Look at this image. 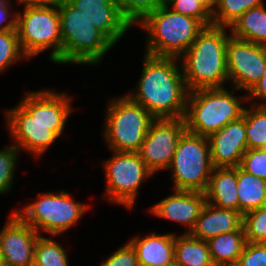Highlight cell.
Wrapping results in <instances>:
<instances>
[{"mask_svg":"<svg viewBox=\"0 0 266 266\" xmlns=\"http://www.w3.org/2000/svg\"><path fill=\"white\" fill-rule=\"evenodd\" d=\"M242 227L247 242L266 243V204L243 214Z\"/></svg>","mask_w":266,"mask_h":266,"instance_id":"83f0119b","label":"cell"},{"mask_svg":"<svg viewBox=\"0 0 266 266\" xmlns=\"http://www.w3.org/2000/svg\"><path fill=\"white\" fill-rule=\"evenodd\" d=\"M28 266H42L38 264L36 261H32Z\"/></svg>","mask_w":266,"mask_h":266,"instance_id":"ab89813d","label":"cell"},{"mask_svg":"<svg viewBox=\"0 0 266 266\" xmlns=\"http://www.w3.org/2000/svg\"><path fill=\"white\" fill-rule=\"evenodd\" d=\"M176 57L145 54L137 91L127 96L155 118H184L189 92Z\"/></svg>","mask_w":266,"mask_h":266,"instance_id":"7a4b0ae2","label":"cell"},{"mask_svg":"<svg viewBox=\"0 0 266 266\" xmlns=\"http://www.w3.org/2000/svg\"><path fill=\"white\" fill-rule=\"evenodd\" d=\"M135 249L139 266H171L174 264L175 234L152 232L144 238L128 241Z\"/></svg>","mask_w":266,"mask_h":266,"instance_id":"d6986e66","label":"cell"},{"mask_svg":"<svg viewBox=\"0 0 266 266\" xmlns=\"http://www.w3.org/2000/svg\"><path fill=\"white\" fill-rule=\"evenodd\" d=\"M205 204L204 192L174 189L171 196L150 207V211L160 218L184 224L188 227L186 233H190Z\"/></svg>","mask_w":266,"mask_h":266,"instance_id":"e0dca14e","label":"cell"},{"mask_svg":"<svg viewBox=\"0 0 266 266\" xmlns=\"http://www.w3.org/2000/svg\"><path fill=\"white\" fill-rule=\"evenodd\" d=\"M0 266H4L1 249H0Z\"/></svg>","mask_w":266,"mask_h":266,"instance_id":"60d3db41","label":"cell"},{"mask_svg":"<svg viewBox=\"0 0 266 266\" xmlns=\"http://www.w3.org/2000/svg\"><path fill=\"white\" fill-rule=\"evenodd\" d=\"M103 163L106 176L105 199L133 208L138 189L143 182L153 176L138 153L115 152Z\"/></svg>","mask_w":266,"mask_h":266,"instance_id":"8fae6325","label":"cell"},{"mask_svg":"<svg viewBox=\"0 0 266 266\" xmlns=\"http://www.w3.org/2000/svg\"><path fill=\"white\" fill-rule=\"evenodd\" d=\"M243 227L238 231L222 233L207 241L215 266L236 265L246 245Z\"/></svg>","mask_w":266,"mask_h":266,"instance_id":"44dd1931","label":"cell"},{"mask_svg":"<svg viewBox=\"0 0 266 266\" xmlns=\"http://www.w3.org/2000/svg\"><path fill=\"white\" fill-rule=\"evenodd\" d=\"M249 95L245 96V100H250L251 98H260L264 102H261V104H256V102L252 103V106H266V69L263 72L262 77L260 80L251 88V90L248 92ZM265 99V100H264Z\"/></svg>","mask_w":266,"mask_h":266,"instance_id":"8d00e7d4","label":"cell"},{"mask_svg":"<svg viewBox=\"0 0 266 266\" xmlns=\"http://www.w3.org/2000/svg\"><path fill=\"white\" fill-rule=\"evenodd\" d=\"M101 266H139L137 254L128 242L113 253Z\"/></svg>","mask_w":266,"mask_h":266,"instance_id":"e575fe53","label":"cell"},{"mask_svg":"<svg viewBox=\"0 0 266 266\" xmlns=\"http://www.w3.org/2000/svg\"><path fill=\"white\" fill-rule=\"evenodd\" d=\"M235 266H266V243L247 242Z\"/></svg>","mask_w":266,"mask_h":266,"instance_id":"836d02e7","label":"cell"},{"mask_svg":"<svg viewBox=\"0 0 266 266\" xmlns=\"http://www.w3.org/2000/svg\"><path fill=\"white\" fill-rule=\"evenodd\" d=\"M208 141L214 168L240 166L242 157L247 151L245 110L243 116L210 135Z\"/></svg>","mask_w":266,"mask_h":266,"instance_id":"9a60e30c","label":"cell"},{"mask_svg":"<svg viewBox=\"0 0 266 266\" xmlns=\"http://www.w3.org/2000/svg\"><path fill=\"white\" fill-rule=\"evenodd\" d=\"M240 167L244 171L266 180V148L248 149L242 157Z\"/></svg>","mask_w":266,"mask_h":266,"instance_id":"d6a6232c","label":"cell"},{"mask_svg":"<svg viewBox=\"0 0 266 266\" xmlns=\"http://www.w3.org/2000/svg\"><path fill=\"white\" fill-rule=\"evenodd\" d=\"M169 168H172L175 190L205 192L214 169L208 138L185 131Z\"/></svg>","mask_w":266,"mask_h":266,"instance_id":"9c48e42d","label":"cell"},{"mask_svg":"<svg viewBox=\"0 0 266 266\" xmlns=\"http://www.w3.org/2000/svg\"><path fill=\"white\" fill-rule=\"evenodd\" d=\"M20 58L28 59L20 47L17 30L0 31V73Z\"/></svg>","mask_w":266,"mask_h":266,"instance_id":"f546056e","label":"cell"},{"mask_svg":"<svg viewBox=\"0 0 266 266\" xmlns=\"http://www.w3.org/2000/svg\"><path fill=\"white\" fill-rule=\"evenodd\" d=\"M185 131L184 118H156L151 124L137 153L153 174L168 169Z\"/></svg>","mask_w":266,"mask_h":266,"instance_id":"7c38bea8","label":"cell"},{"mask_svg":"<svg viewBox=\"0 0 266 266\" xmlns=\"http://www.w3.org/2000/svg\"><path fill=\"white\" fill-rule=\"evenodd\" d=\"M8 3L9 1L7 0H0V31L17 30V13L15 11L11 20L9 19V22L3 24L8 20L9 16Z\"/></svg>","mask_w":266,"mask_h":266,"instance_id":"d590c367","label":"cell"},{"mask_svg":"<svg viewBox=\"0 0 266 266\" xmlns=\"http://www.w3.org/2000/svg\"><path fill=\"white\" fill-rule=\"evenodd\" d=\"M68 192L40 193L38 200L28 204L21 212L14 211L27 225L52 236L63 233L78 222L88 207L76 202Z\"/></svg>","mask_w":266,"mask_h":266,"instance_id":"30bf717a","label":"cell"},{"mask_svg":"<svg viewBox=\"0 0 266 266\" xmlns=\"http://www.w3.org/2000/svg\"><path fill=\"white\" fill-rule=\"evenodd\" d=\"M229 29L235 38L266 46L265 5L249 9Z\"/></svg>","mask_w":266,"mask_h":266,"instance_id":"cb8c5ba5","label":"cell"},{"mask_svg":"<svg viewBox=\"0 0 266 266\" xmlns=\"http://www.w3.org/2000/svg\"><path fill=\"white\" fill-rule=\"evenodd\" d=\"M18 152L13 144L0 150V195L11 189Z\"/></svg>","mask_w":266,"mask_h":266,"instance_id":"1f68e13d","label":"cell"},{"mask_svg":"<svg viewBox=\"0 0 266 266\" xmlns=\"http://www.w3.org/2000/svg\"><path fill=\"white\" fill-rule=\"evenodd\" d=\"M40 234L12 212L0 231L4 266H28L34 261L35 244Z\"/></svg>","mask_w":266,"mask_h":266,"instance_id":"5bb4252c","label":"cell"},{"mask_svg":"<svg viewBox=\"0 0 266 266\" xmlns=\"http://www.w3.org/2000/svg\"><path fill=\"white\" fill-rule=\"evenodd\" d=\"M70 101L51 90L27 92L18 106L5 112L13 145L36 157L43 154L61 136L72 111Z\"/></svg>","mask_w":266,"mask_h":266,"instance_id":"6da1fadb","label":"cell"},{"mask_svg":"<svg viewBox=\"0 0 266 266\" xmlns=\"http://www.w3.org/2000/svg\"><path fill=\"white\" fill-rule=\"evenodd\" d=\"M138 25L149 34L145 54L179 59L205 28L199 20L174 12L164 3Z\"/></svg>","mask_w":266,"mask_h":266,"instance_id":"277c9868","label":"cell"},{"mask_svg":"<svg viewBox=\"0 0 266 266\" xmlns=\"http://www.w3.org/2000/svg\"><path fill=\"white\" fill-rule=\"evenodd\" d=\"M204 193L213 206L239 211L236 167L214 168Z\"/></svg>","mask_w":266,"mask_h":266,"instance_id":"ffe728a7","label":"cell"},{"mask_svg":"<svg viewBox=\"0 0 266 266\" xmlns=\"http://www.w3.org/2000/svg\"><path fill=\"white\" fill-rule=\"evenodd\" d=\"M123 17L131 24L141 23L163 4L162 0H116Z\"/></svg>","mask_w":266,"mask_h":266,"instance_id":"f1b7e54d","label":"cell"},{"mask_svg":"<svg viewBox=\"0 0 266 266\" xmlns=\"http://www.w3.org/2000/svg\"><path fill=\"white\" fill-rule=\"evenodd\" d=\"M242 99L224 87L190 91L184 116L186 131L208 138L243 116Z\"/></svg>","mask_w":266,"mask_h":266,"instance_id":"8992f818","label":"cell"},{"mask_svg":"<svg viewBox=\"0 0 266 266\" xmlns=\"http://www.w3.org/2000/svg\"><path fill=\"white\" fill-rule=\"evenodd\" d=\"M226 59L228 80L233 83V92L244 89L248 93L266 69V46L231 35L227 41Z\"/></svg>","mask_w":266,"mask_h":266,"instance_id":"4fadbf2b","label":"cell"},{"mask_svg":"<svg viewBox=\"0 0 266 266\" xmlns=\"http://www.w3.org/2000/svg\"><path fill=\"white\" fill-rule=\"evenodd\" d=\"M245 108V132L248 149L266 148V106Z\"/></svg>","mask_w":266,"mask_h":266,"instance_id":"484cf974","label":"cell"},{"mask_svg":"<svg viewBox=\"0 0 266 266\" xmlns=\"http://www.w3.org/2000/svg\"><path fill=\"white\" fill-rule=\"evenodd\" d=\"M174 264L178 266H215L212 262L207 241L189 233L175 235Z\"/></svg>","mask_w":266,"mask_h":266,"instance_id":"603a6c76","label":"cell"},{"mask_svg":"<svg viewBox=\"0 0 266 266\" xmlns=\"http://www.w3.org/2000/svg\"><path fill=\"white\" fill-rule=\"evenodd\" d=\"M242 223L243 215L239 211L221 209L206 202L189 234L208 241L222 233L238 231Z\"/></svg>","mask_w":266,"mask_h":266,"instance_id":"ac0fdd59","label":"cell"},{"mask_svg":"<svg viewBox=\"0 0 266 266\" xmlns=\"http://www.w3.org/2000/svg\"><path fill=\"white\" fill-rule=\"evenodd\" d=\"M206 9L212 14L217 8L219 0H199Z\"/></svg>","mask_w":266,"mask_h":266,"instance_id":"f35d334b","label":"cell"},{"mask_svg":"<svg viewBox=\"0 0 266 266\" xmlns=\"http://www.w3.org/2000/svg\"><path fill=\"white\" fill-rule=\"evenodd\" d=\"M222 26L205 27L192 45L180 57L183 77L188 92L204 88H222L228 81L227 41Z\"/></svg>","mask_w":266,"mask_h":266,"instance_id":"3957f363","label":"cell"},{"mask_svg":"<svg viewBox=\"0 0 266 266\" xmlns=\"http://www.w3.org/2000/svg\"><path fill=\"white\" fill-rule=\"evenodd\" d=\"M263 3L262 0H219L212 13L213 25L230 28L246 11Z\"/></svg>","mask_w":266,"mask_h":266,"instance_id":"d4e9b609","label":"cell"},{"mask_svg":"<svg viewBox=\"0 0 266 266\" xmlns=\"http://www.w3.org/2000/svg\"><path fill=\"white\" fill-rule=\"evenodd\" d=\"M86 17L113 45L129 30L116 0H67Z\"/></svg>","mask_w":266,"mask_h":266,"instance_id":"2e32d148","label":"cell"},{"mask_svg":"<svg viewBox=\"0 0 266 266\" xmlns=\"http://www.w3.org/2000/svg\"><path fill=\"white\" fill-rule=\"evenodd\" d=\"M62 38L61 64L96 65L113 44L92 25L84 12L78 11L67 0L58 5Z\"/></svg>","mask_w":266,"mask_h":266,"instance_id":"5b68a950","label":"cell"},{"mask_svg":"<svg viewBox=\"0 0 266 266\" xmlns=\"http://www.w3.org/2000/svg\"><path fill=\"white\" fill-rule=\"evenodd\" d=\"M19 4L27 6H54L58 5L61 0H17Z\"/></svg>","mask_w":266,"mask_h":266,"instance_id":"74e56055","label":"cell"},{"mask_svg":"<svg viewBox=\"0 0 266 266\" xmlns=\"http://www.w3.org/2000/svg\"><path fill=\"white\" fill-rule=\"evenodd\" d=\"M165 5L171 10L199 20L205 27L213 25L212 14L199 0H167Z\"/></svg>","mask_w":266,"mask_h":266,"instance_id":"4dcf8cb0","label":"cell"},{"mask_svg":"<svg viewBox=\"0 0 266 266\" xmlns=\"http://www.w3.org/2000/svg\"><path fill=\"white\" fill-rule=\"evenodd\" d=\"M66 251L56 241L39 235L34 261L42 266H69Z\"/></svg>","mask_w":266,"mask_h":266,"instance_id":"4316f807","label":"cell"},{"mask_svg":"<svg viewBox=\"0 0 266 266\" xmlns=\"http://www.w3.org/2000/svg\"><path fill=\"white\" fill-rule=\"evenodd\" d=\"M106 110L104 138L109 148L137 153L156 118L127 95L114 98Z\"/></svg>","mask_w":266,"mask_h":266,"instance_id":"52a82bcc","label":"cell"},{"mask_svg":"<svg viewBox=\"0 0 266 266\" xmlns=\"http://www.w3.org/2000/svg\"><path fill=\"white\" fill-rule=\"evenodd\" d=\"M239 212L243 215L266 204V180L236 167Z\"/></svg>","mask_w":266,"mask_h":266,"instance_id":"7402d4cb","label":"cell"},{"mask_svg":"<svg viewBox=\"0 0 266 266\" xmlns=\"http://www.w3.org/2000/svg\"><path fill=\"white\" fill-rule=\"evenodd\" d=\"M17 34L28 59L52 47L51 62L61 64L62 38L57 5L24 6L23 13L17 11Z\"/></svg>","mask_w":266,"mask_h":266,"instance_id":"ba28073f","label":"cell"}]
</instances>
